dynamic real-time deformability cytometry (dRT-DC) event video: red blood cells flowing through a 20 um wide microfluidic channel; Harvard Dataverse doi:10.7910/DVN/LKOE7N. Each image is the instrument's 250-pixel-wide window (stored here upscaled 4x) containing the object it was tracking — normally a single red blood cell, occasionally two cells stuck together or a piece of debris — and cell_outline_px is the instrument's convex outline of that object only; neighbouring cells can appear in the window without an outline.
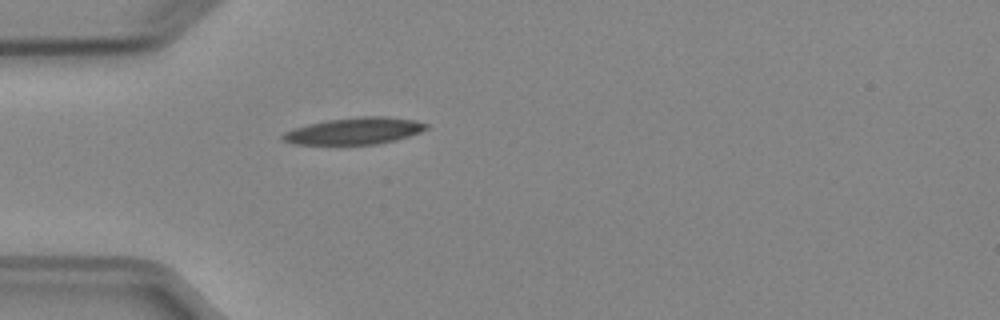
{"species": "Egyptian fruit bat (a non-hibernating species)", "species_latin": "Rousettus aegyptiacus", "temperature_condition": "cold", "stored_images_in_passage": 37, "camera_frame_rate_fps": 3000, "um_per_image_px": 0.085, "animal": {"sex": "female"}, "frame": {"image": 1, "passage_image": 1, "time_ms": 0.0, "image_size_px": [1000, 320], "cell_outline_px": [[428, 128], [420, 132], [396, 140], [376, 144], [292, 144], [280, 140], [280, 136], [284, 132], [292, 128], [308, 124], [328, 120], [360, 116], [384, 116], [416, 120], [428, 124]], "centroid_in_image_um": [30.1, 11.13], "position_along_channel_um": 54.9, "area_um2": 22.48}}
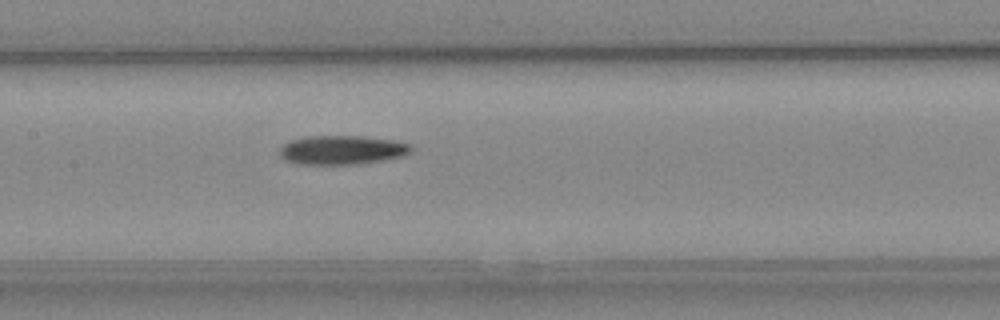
{"frame": {"image": 2, "passage_image": 11, "time_ms": 3.333, "image_size_px": [1000, 320], "cell_outline_px": [[412, 152], [404, 156], [384, 160], [356, 164], [300, 164], [284, 160], [280, 156], [280, 148], [288, 140], [308, 136], [360, 136], [392, 140], [412, 144]], "centroid_in_image_um": [29.08, 12.75], "position_along_channel_um": 178.3, "area_um2": 22.37}}
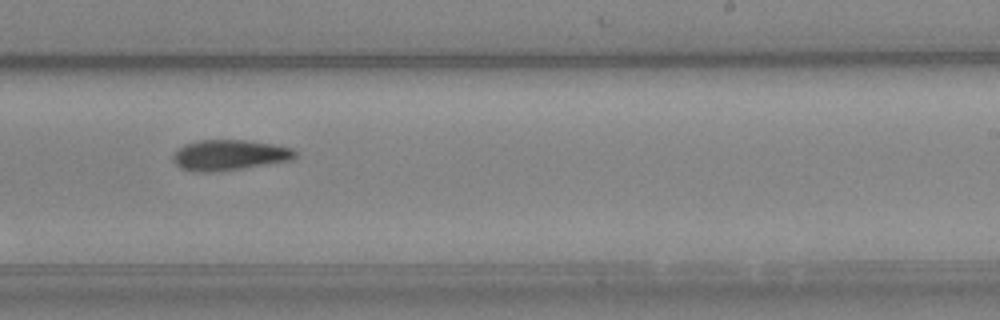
{"frame": {"image": 3, "passage_image": 18, "time_ms": 5.667, "image_size_px": [1000, 320], "cell_outline_px": [[296, 156], [292, 160], [240, 168], [212, 172], [192, 172], [180, 168], [172, 160], [172, 156], [184, 144], [200, 140], [244, 140], [272, 144], [292, 148], [296, 152]], "centroid_in_image_um": [19.46, 13.18], "position_along_channel_um": 269.5, "area_um2": 21.56}}